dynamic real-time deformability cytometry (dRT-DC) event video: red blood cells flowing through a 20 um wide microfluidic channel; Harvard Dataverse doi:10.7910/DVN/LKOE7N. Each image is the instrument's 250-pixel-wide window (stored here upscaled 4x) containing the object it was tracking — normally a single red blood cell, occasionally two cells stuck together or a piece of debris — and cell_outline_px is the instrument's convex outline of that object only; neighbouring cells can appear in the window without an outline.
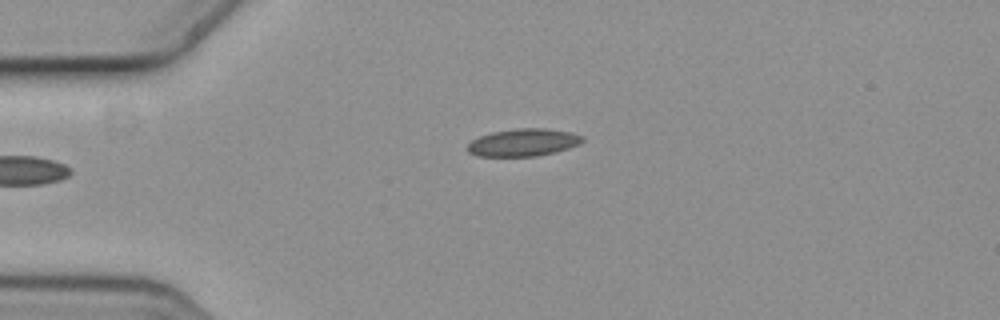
{"species": "common noctule bat (a hibernating species)", "species_latin": "Nyctalus noctula", "temperature_condition": "cold", "stored_images_in_passage": 3, "camera_frame_rate_fps": 3000, "um_per_image_px": 0.085, "animal": {"sex": "female", "body_mass_g": 19.3, "forearm_length_mm": 54.1}, "frame": {"image": 1, "passage_image": 2, "time_ms": 0.333, "image_size_px": [1000, 320], "cell_outline_px": [[584, 140], [580, 144], [556, 152], [536, 156], [476, 156], [468, 152], [464, 148], [472, 140], [480, 136], [492, 132], [516, 128], [548, 128], [572, 132], [584, 136]], "centroid_in_image_um": [44.48, 12.1], "position_along_channel_um": 40.5, "area_um2": 18.67}}